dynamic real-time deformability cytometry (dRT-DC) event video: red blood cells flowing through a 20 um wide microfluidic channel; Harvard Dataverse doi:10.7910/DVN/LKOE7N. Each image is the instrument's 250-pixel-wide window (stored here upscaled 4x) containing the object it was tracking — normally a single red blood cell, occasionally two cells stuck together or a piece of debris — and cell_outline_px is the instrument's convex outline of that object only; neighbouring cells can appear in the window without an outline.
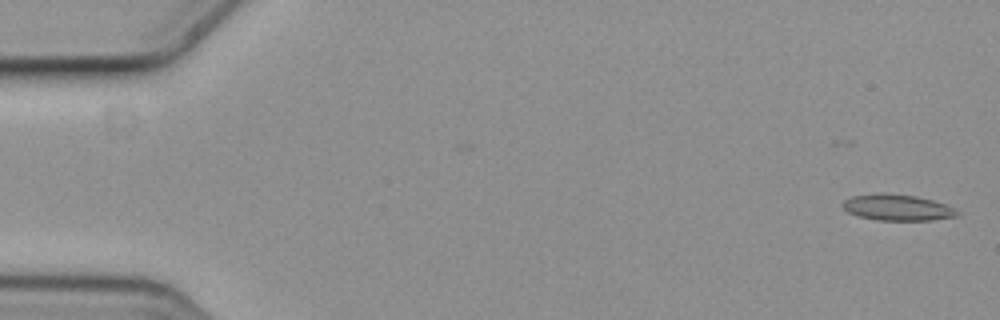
{"species": "common noctule bat (a hibernating species)", "species_latin": "Nyctalus noctula", "temperature_condition": "cold", "stored_images_in_passage": 5, "camera_frame_rate_fps": 3000, "um_per_image_px": 0.085, "animal": {"sex": "female", "body_mass_g": 19.3, "forearm_length_mm": 54.1}, "frame": {"image": 1, "passage_image": 1, "time_ms": 0.0, "image_size_px": [1000, 320], "cell_outline_px": [[960, 216], [932, 220], [880, 220], [860, 216], [848, 212], [840, 204], [844, 200], [852, 196], [880, 192], [916, 196], [932, 200], [944, 204], [960, 212]], "centroid_in_image_um": [76.27, 17.63], "position_along_channel_um": 8.7, "area_um2": 17.4}}